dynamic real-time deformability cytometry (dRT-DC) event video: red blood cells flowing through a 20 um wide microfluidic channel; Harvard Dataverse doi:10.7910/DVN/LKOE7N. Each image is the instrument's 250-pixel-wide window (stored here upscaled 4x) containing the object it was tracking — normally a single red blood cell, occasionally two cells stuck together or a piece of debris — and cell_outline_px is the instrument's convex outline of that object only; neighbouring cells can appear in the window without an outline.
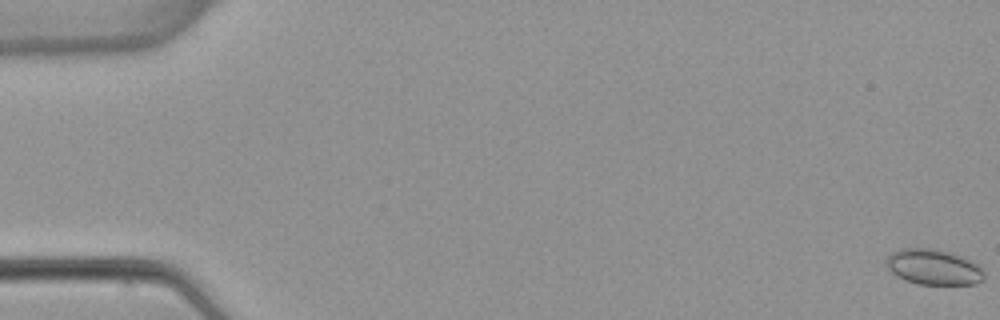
{"species": "common noctule bat (a hibernating species)", "species_latin": "Nyctalus noctula", "temperature_condition": "warm", "stored_images_in_passage": 5, "camera_frame_rate_fps": 3000, "um_per_image_px": 0.085, "animal": {"sex": "female", "body_mass_g": 22.7, "forearm_length_mm": 54.2}, "frame": {"image": 1, "passage_image": 1, "time_ms": 0.0, "image_size_px": [1000, 320], "cell_outline_px": [[984, 280], [976, 284], [916, 284], [904, 280], [896, 276], [888, 268], [888, 256], [892, 252], [900, 248], [928, 248], [948, 252], [960, 256], [976, 264], [984, 272]], "centroid_in_image_um": [79.34, 22.71], "position_along_channel_um": 5.7, "area_um2": 20.0}}
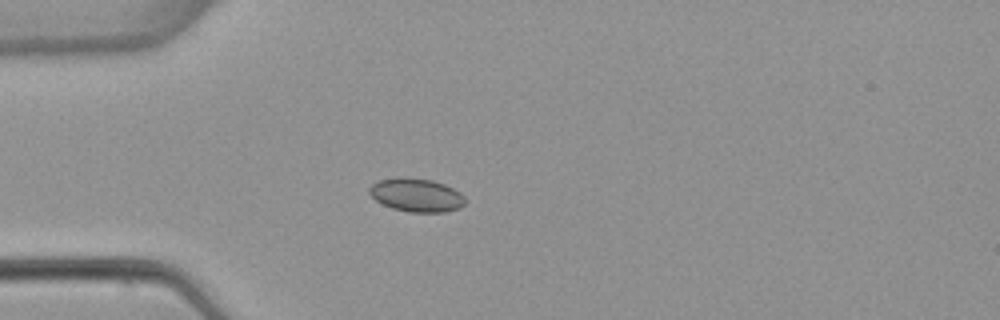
{"frame": {"image": 2, "passage_image": 5, "time_ms": 5.0, "image_size_px": [1000, 320], "cell_outline_px": [[464, 204], [460, 208], [444, 212], [408, 212], [392, 208], [376, 200], [368, 192], [368, 188], [372, 184], [380, 180], [396, 176], [432, 180], [444, 184], [460, 192], [464, 196]], "centroid_in_image_um": [35.38, 16.57], "position_along_channel_um": 49.6, "area_um2": 18.67}}